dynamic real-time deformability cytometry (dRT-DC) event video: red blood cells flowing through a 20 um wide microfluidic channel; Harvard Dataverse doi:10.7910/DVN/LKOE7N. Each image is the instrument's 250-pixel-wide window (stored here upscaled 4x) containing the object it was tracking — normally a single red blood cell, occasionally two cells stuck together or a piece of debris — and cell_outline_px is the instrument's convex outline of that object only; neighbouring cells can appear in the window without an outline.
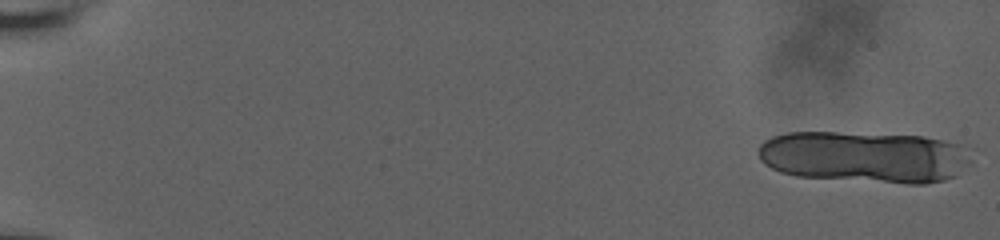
{"species": "human", "species_latin": "Homo sapiens", "temperature_condition": "room temperature", "stored_images_in_passage": 18, "camera_frame_rate_fps": 3000, "um_per_image_px": 0.085, "donor": {"sex": "male"}, "frame": {"image": 1, "passage_image": 1, "time_ms": 0.0, "image_size_px": [1000, 240], "cell_outline_px": [[976, 148], [972, 164], [956, 176], [944, 180], [924, 184], [908, 184], [796, 176], [780, 172], [764, 164], [760, 160], [756, 152], [760, 144], [764, 140], [772, 136], [788, 132], [836, 132], [924, 136]], "centroid_in_image_um": [73.58, 13.33], "position_along_channel_um": 11.4, "area_um2": 65.37}}